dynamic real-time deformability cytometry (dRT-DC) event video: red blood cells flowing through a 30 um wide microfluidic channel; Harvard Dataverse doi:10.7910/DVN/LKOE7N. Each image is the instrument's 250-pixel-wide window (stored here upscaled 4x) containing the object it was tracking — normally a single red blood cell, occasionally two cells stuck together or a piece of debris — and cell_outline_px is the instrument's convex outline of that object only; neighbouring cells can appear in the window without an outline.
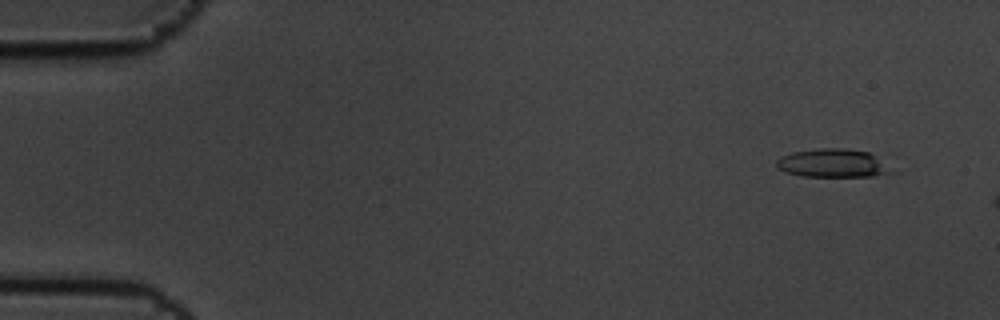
{"species": "common noctule bat (a hibernating species)", "species_latin": "Nyctalus noctula", "temperature_condition": "cold", "stored_images_in_passage": 4, "camera_frame_rate_fps": 3000, "um_per_image_px": 0.085, "animal": {"sex": "male", "body_mass_g": 19.5, "forearm_length_mm": 54.6}, "frame": {"image": 1, "passage_image": 2, "time_ms": 0.333, "image_size_px": [1000, 320], "cell_outline_px": [[896, 172], [872, 176], [800, 176], [784, 172], [776, 168], [776, 160], [780, 156], [792, 152], [820, 148], [840, 148], [868, 152]], "centroid_in_image_um": [70.7, 13.88], "position_along_channel_um": 14.3, "area_um2": 18.9}}